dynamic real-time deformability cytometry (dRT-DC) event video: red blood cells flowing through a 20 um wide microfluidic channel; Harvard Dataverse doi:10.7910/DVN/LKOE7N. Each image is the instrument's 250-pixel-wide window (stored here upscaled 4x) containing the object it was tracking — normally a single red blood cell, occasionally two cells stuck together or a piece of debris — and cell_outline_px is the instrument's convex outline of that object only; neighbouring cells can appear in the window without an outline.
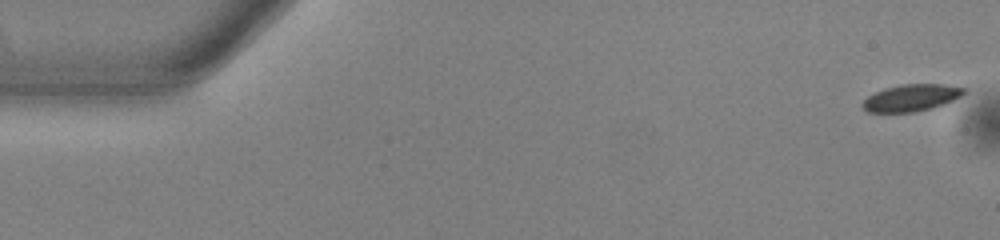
{"species": "common noctule bat (a hibernating species)", "species_latin": "Nyctalus noctula", "temperature_condition": "warm", "stored_images_in_passage": 54, "camera_frame_rate_fps": 3000, "um_per_image_px": 0.085, "animal": {"sex": "male", "body_mass_g": 13.0, "forearm_length_mm": 53.1}, "frame": {"image": 1, "passage_image": 1, "time_ms": 0.0, "image_size_px": [1000, 240], "cell_outline_px": [[968, 92], [944, 104], [932, 108], [912, 112], [868, 112], [860, 104], [868, 96], [884, 88], [900, 84], [944, 84], [968, 88]], "centroid_in_image_um": [77.49, 8.3], "position_along_channel_um": 7.5, "area_um2": 15.95}}
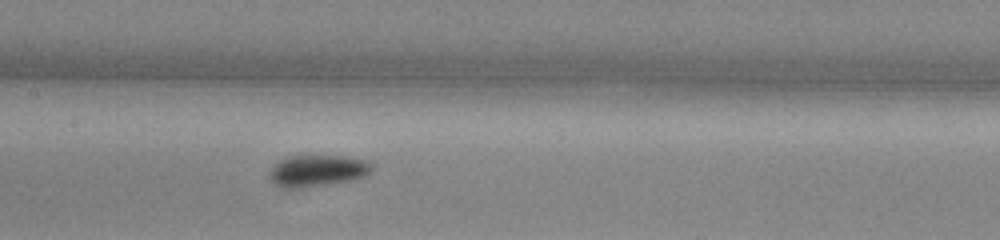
{"frame": {"image": 2, "passage_image": 26, "time_ms": 8.333, "image_size_px": [1000, 240], "cell_outline_px": [[372, 172], [364, 176], [352, 180], [300, 188], [284, 188], [276, 184], [268, 176], [268, 172], [280, 160], [288, 156], [344, 156], [364, 160], [372, 164]], "centroid_in_image_um": [26.98, 14.51], "position_along_channel_um": 180.4, "area_um2": 18.67}}
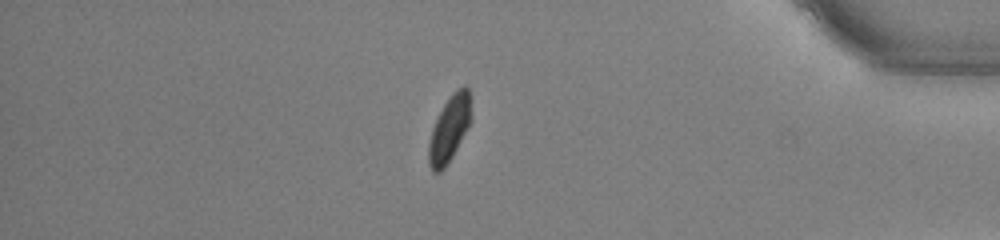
{"frame": {"image": 3, "passage_image": 46, "time_ms": 15.0, "image_size_px": [1000, 240], "cell_outline_px": [[472, 120], [448, 164], [440, 172], [432, 172], [428, 164], [428, 144], [432, 128], [444, 104], [452, 92], [456, 88], [464, 84], [468, 88], [472, 116]], "centroid_in_image_um": [38.2, 10.94], "position_along_channel_um": 397.0, "area_um2": 16.47}, "authors_computed_cell_mechanics": {"area_um2": 17.0221, "velocity_mm_per_s": 3.8045, "shape_relaxation_time_tau1_ms": 2.7213, "shape_relaxation_time_tau2_ms": null, "deformation_change_tau1": 0.0816, "deformation_change_tau2": null}}